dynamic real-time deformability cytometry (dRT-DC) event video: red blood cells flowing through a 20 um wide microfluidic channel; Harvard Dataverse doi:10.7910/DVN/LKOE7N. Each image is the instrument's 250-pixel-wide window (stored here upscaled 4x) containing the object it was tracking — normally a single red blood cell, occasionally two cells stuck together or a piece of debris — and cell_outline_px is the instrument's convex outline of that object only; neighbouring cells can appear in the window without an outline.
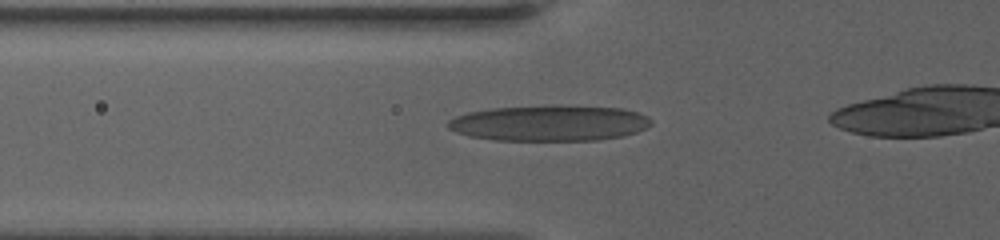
{"species": "human", "species_latin": "Homo sapiens", "temperature_condition": "warm", "stored_images_in_passage": 6, "camera_frame_rate_fps": 3000, "um_per_image_px": 0.085, "donor": {"sex": "female"}, "frame": {"image": 1, "passage_image": 2, "time_ms": 0.667, "image_size_px": [1000, 240], "cell_outline_px": [[652, 124], [636, 132], [624, 136], [596, 140], [496, 140], [468, 136], [456, 132], [448, 128], [448, 120], [456, 116], [468, 112], [492, 108], [556, 104], [560, 104], [624, 108], [648, 116], [652, 120]], "centroid_in_image_um": [46.72, 10.44], "position_along_channel_um": 79.1, "area_um2": 42.89}}
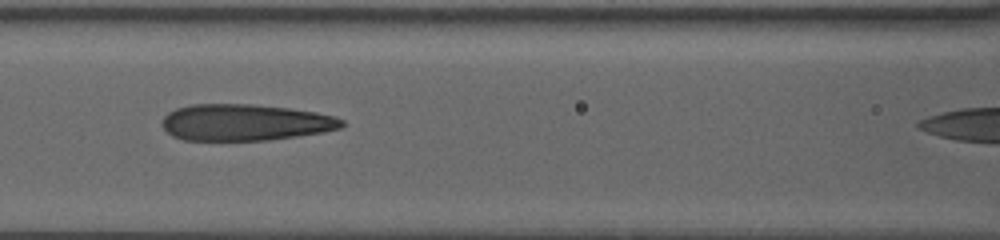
{"frame": {"image": 2, "passage_image": 4, "time_ms": 2.667, "image_size_px": [1000, 240], "cell_outline_px": [[344, 124], [340, 128], [324, 132], [268, 140], [184, 140], [172, 136], [160, 124], [164, 116], [168, 112], [176, 108], [192, 104], [252, 104], [288, 108], [316, 112], [336, 116], [344, 120]], "centroid_in_image_um": [20.82, 10.4], "position_along_channel_um": 145.8, "area_um2": 38.32}}